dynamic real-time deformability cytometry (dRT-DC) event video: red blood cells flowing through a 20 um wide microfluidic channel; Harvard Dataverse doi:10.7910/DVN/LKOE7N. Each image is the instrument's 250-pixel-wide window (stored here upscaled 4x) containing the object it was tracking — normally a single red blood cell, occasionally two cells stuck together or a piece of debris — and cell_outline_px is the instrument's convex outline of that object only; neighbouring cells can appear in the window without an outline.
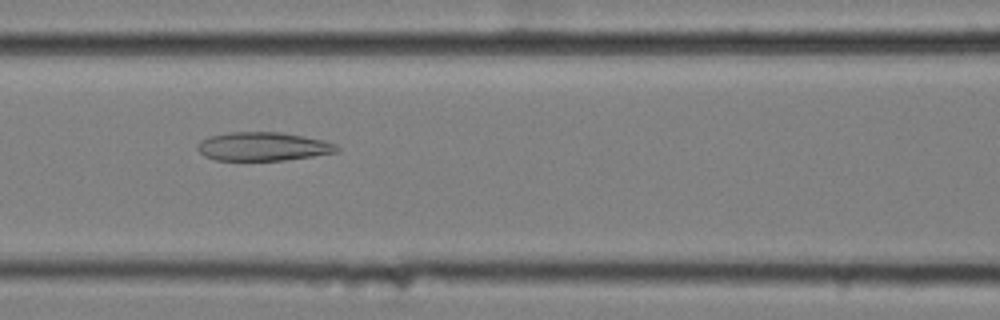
{"species": "common noctule bat (a hibernating species)", "species_latin": "Nyctalus noctula", "temperature_condition": "cold", "stored_images_in_passage": 57, "camera_frame_rate_fps": 3000, "um_per_image_px": 0.085, "animal": {"sex": "female", "body_mass_g": 25.1}, "frame": {"image": 1, "passage_image": 25, "time_ms": 8.0, "image_size_px": [1000, 320], "cell_outline_px": [[340, 148], [336, 152], [312, 156], [284, 160], [216, 160], [204, 156], [196, 148], [200, 140], [208, 136], [232, 132], [280, 132], [304, 136], [324, 140], [336, 144]], "centroid_in_image_um": [22.34, 12.44], "position_along_channel_um": 144.3, "area_um2": 23.24}}
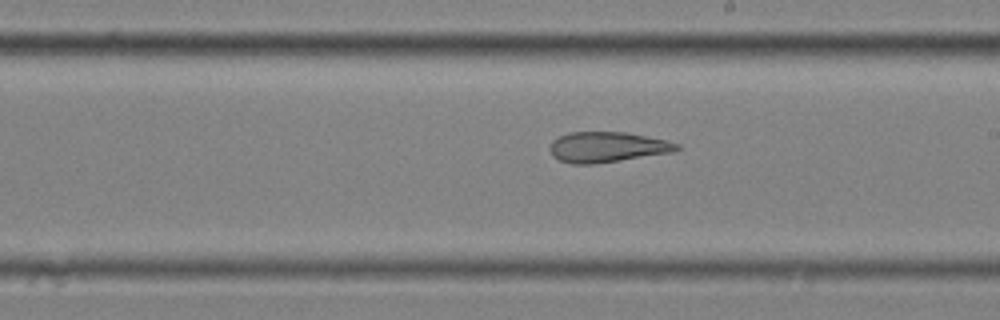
{"frame": {"image": 2, "passage_image": 33, "time_ms": 10.667, "image_size_px": [1000, 320], "cell_outline_px": [[680, 148], [672, 152], [620, 160], [592, 164], [572, 164], [560, 160], [552, 156], [548, 148], [552, 140], [568, 132], [624, 132], [668, 140], [680, 144]], "centroid_in_image_um": [51.58, 12.49], "position_along_channel_um": 237.4, "area_um2": 22.48}}
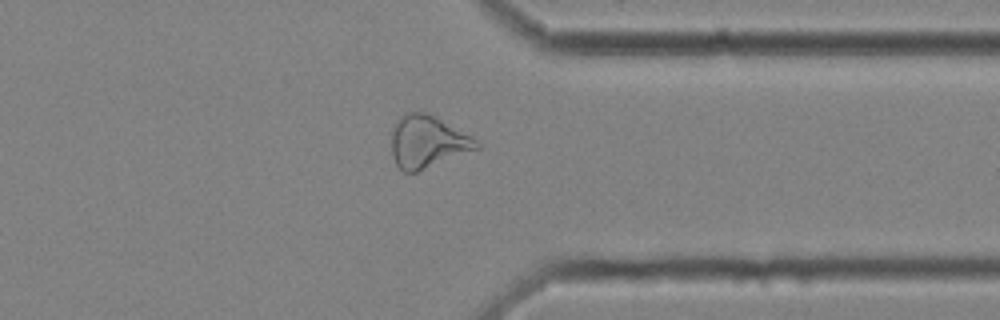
{"frame": {"image": 3, "passage_image": 45, "time_ms": 14.667, "image_size_px": [1000, 320], "cell_outline_px": [[480, 148], [416, 172], [404, 172], [396, 164], [392, 156], [392, 124], [404, 112], [428, 112], [476, 140], [480, 144]], "centroid_in_image_um": [36.29, 12.04], "position_along_channel_um": 375.1, "area_um2": 25.78}, "authors_computed_cell_mechanics": {"area_um2": 28.322, "velocity_mm_per_s": 3.4962, "shape_relaxation_time_tau1_ms": null, "shape_relaxation_time_tau2_ms": 4.3513, "deformation_change_tau1": null, "deformation_change_tau2": 0.1471}}